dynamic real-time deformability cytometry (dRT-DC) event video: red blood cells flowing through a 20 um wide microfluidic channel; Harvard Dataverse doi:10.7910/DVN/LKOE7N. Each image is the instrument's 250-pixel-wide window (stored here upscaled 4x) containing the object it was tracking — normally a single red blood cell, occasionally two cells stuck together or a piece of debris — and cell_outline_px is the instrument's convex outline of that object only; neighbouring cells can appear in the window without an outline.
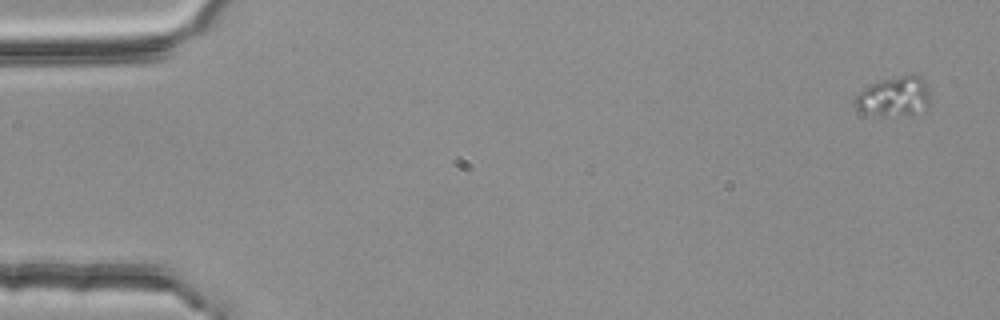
{"species": "common noctule bat (a hibernating species)", "species_latin": "Nyctalus noctula", "temperature_condition": "room temperature", "stored_images_in_passage": 4, "camera_frame_rate_fps": 3000, "um_per_image_px": 0.085, "animal": {"sex": "female", "body_mass_g": 25.1}, "frame": {"image": 1, "passage_image": 1, "time_ms": 0.0, "image_size_px": [1000, 320], "cell_outline_px": [[932, 100], [924, 112], [884, 116], [856, 108], [856, 96], [864, 88], [880, 80], [900, 76], [920, 76], [928, 84]], "centroid_in_image_um": [76.11, 8.19], "position_along_channel_um": 8.9, "area_um2": 17.17}}